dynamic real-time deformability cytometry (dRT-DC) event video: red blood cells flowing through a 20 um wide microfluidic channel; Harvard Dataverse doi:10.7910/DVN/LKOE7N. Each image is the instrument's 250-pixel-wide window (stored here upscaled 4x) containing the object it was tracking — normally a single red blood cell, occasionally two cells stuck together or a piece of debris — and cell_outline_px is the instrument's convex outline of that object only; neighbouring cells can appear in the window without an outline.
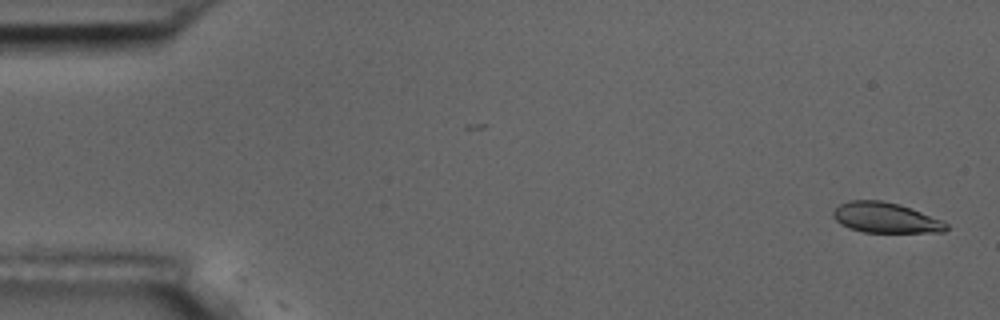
{"species": "common noctule bat (a hibernating species)", "species_latin": "Nyctalus noctula", "temperature_condition": "room temperature", "stored_images_in_passage": 10, "camera_frame_rate_fps": 3000, "um_per_image_px": 0.085, "animal": {"sex": "male", "body_mass_g": 17.5, "forearm_length_mm": 52.3}, "frame": {"image": 1, "passage_image": 1, "time_ms": 0.0, "image_size_px": [1000, 320], "cell_outline_px": [[948, 228], [944, 232], [864, 232], [848, 228], [840, 224], [832, 216], [832, 212], [840, 204], [848, 200], [880, 200], [900, 204], [944, 220], [948, 224]], "centroid_in_image_um": [75.28, 18.5], "position_along_channel_um": 9.7, "area_um2": 20.17}}
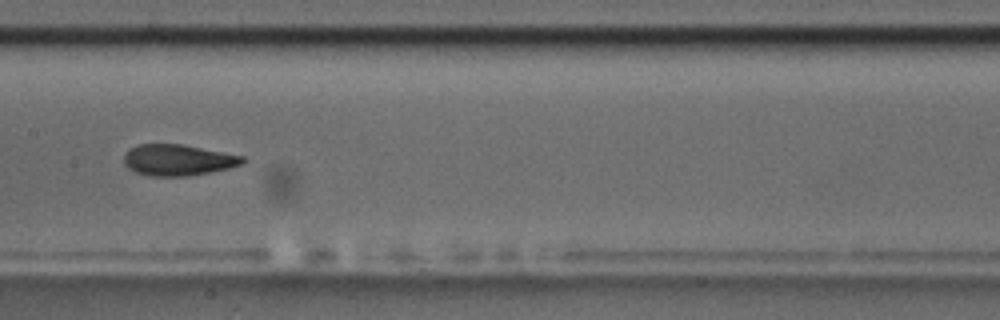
{"frame": {"image": 2, "passage_image": 8, "time_ms": 8.667, "image_size_px": [1000, 320], "cell_outline_px": [[248, 160], [240, 164], [228, 168], [188, 176], [148, 176], [136, 172], [128, 168], [124, 164], [124, 152], [128, 148], [136, 144], [184, 144], [244, 156]], "centroid_in_image_um": [15.09, 13.59], "position_along_channel_um": 192.3, "area_um2": 21.73}}
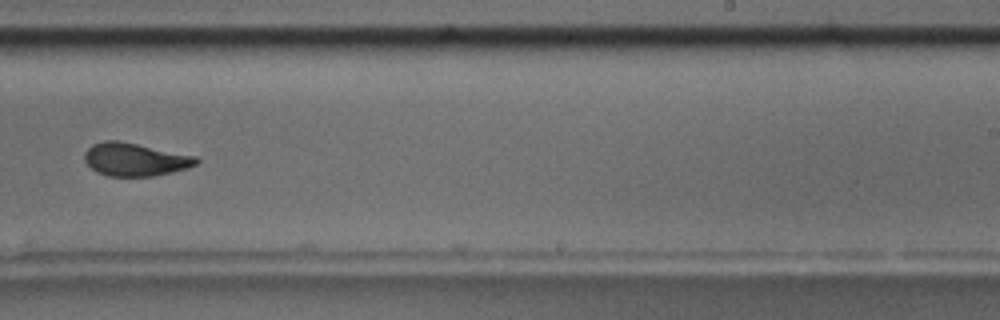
{"frame": {"image": 3, "passage_image": 10, "time_ms": 11.0, "image_size_px": [1000, 320], "cell_outline_px": [[200, 160], [196, 164], [172, 172], [152, 176], [108, 176], [96, 172], [84, 160], [84, 152], [92, 144], [104, 140], [120, 140], [196, 156]], "centroid_in_image_um": [11.44, 13.54], "position_along_channel_um": 277.6, "area_um2": 21.5}}